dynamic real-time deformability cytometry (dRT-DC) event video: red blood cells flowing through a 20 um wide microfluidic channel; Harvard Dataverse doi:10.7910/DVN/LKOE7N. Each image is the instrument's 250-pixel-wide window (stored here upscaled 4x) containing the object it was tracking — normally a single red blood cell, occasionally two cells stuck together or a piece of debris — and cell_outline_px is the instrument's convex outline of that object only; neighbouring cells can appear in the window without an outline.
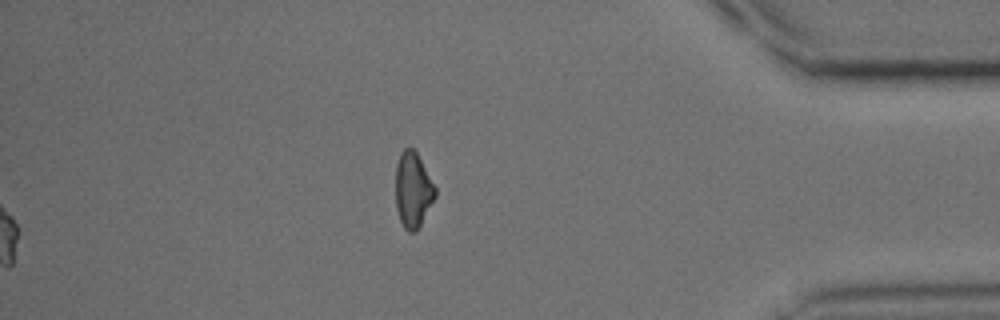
{"species": "common noctule bat (a hibernating species)", "species_latin": "Nyctalus noctula", "temperature_condition": "cold", "stored_images_in_passage": 44, "camera_frame_rate_fps": 3000, "um_per_image_px": 0.085, "animal": {"sex": "male", "body_mass_g": 15.6}, "frame": {"image": 1, "passage_image": 44, "time_ms": 14.333, "image_size_px": [1000, 320], "cell_outline_px": [[436, 196], [416, 232], [408, 232], [404, 228], [400, 220], [396, 208], [396, 164], [400, 152], [404, 148], [412, 148], [416, 152], [436, 188]], "centroid_in_image_um": [35.09, 16.15], "position_along_channel_um": 400.1, "area_um2": 17.28}}